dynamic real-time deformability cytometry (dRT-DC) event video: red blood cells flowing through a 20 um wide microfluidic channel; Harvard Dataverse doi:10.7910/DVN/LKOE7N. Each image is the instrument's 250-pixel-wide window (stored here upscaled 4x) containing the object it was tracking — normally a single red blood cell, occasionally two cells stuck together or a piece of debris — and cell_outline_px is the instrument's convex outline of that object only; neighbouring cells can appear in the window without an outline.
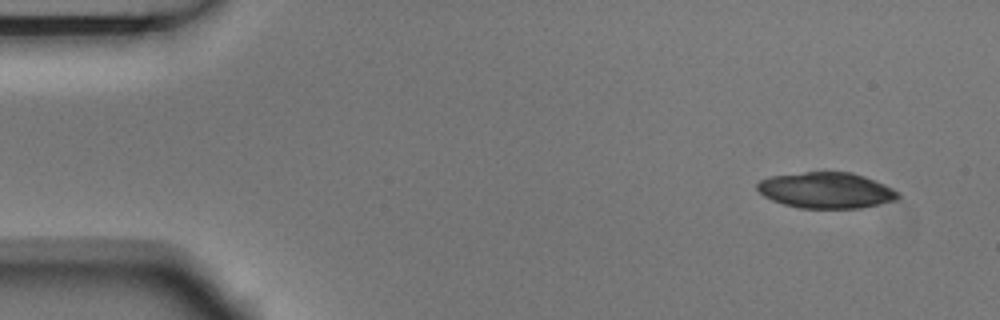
{"species": "Egyptian fruit bat (a non-hibernating species)", "species_latin": "Rousettus aegyptiacus", "temperature_condition": "room temperature", "stored_images_in_passage": 2, "camera_frame_rate_fps": 3000, "um_per_image_px": 0.085, "animal": {"sex": "male"}, "frame": {"image": 1, "passage_image": 2, "time_ms": 0.333, "image_size_px": [1000, 320], "cell_outline_px": [[900, 196], [896, 200], [860, 208], [800, 208], [784, 204], [772, 200], [764, 196], [756, 188], [756, 184], [760, 180], [768, 176], [804, 172], [852, 172], [864, 176], [884, 184], [900, 192]], "centroid_in_image_um": [70.21, 16.17], "position_along_channel_um": 14.8, "area_um2": 29.54}}